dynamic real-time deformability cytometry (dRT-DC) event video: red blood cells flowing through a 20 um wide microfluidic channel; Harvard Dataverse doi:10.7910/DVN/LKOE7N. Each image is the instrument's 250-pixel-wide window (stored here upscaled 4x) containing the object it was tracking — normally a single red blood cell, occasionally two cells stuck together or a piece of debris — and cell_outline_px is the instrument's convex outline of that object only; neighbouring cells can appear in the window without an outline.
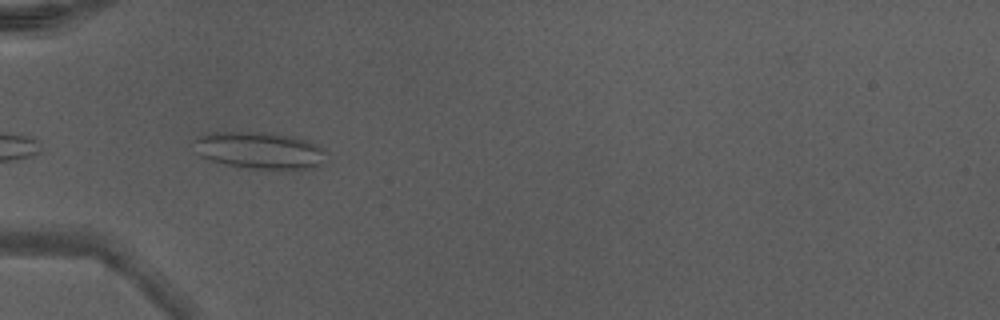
{"species": "Egyptian fruit bat (a non-hibernating species)", "species_latin": "Rousettus aegyptiacus", "temperature_condition": "warm", "stored_images_in_passage": 6, "camera_frame_rate_fps": 3000, "um_per_image_px": 0.085, "animal": {"sex": "male"}, "frame": {"image": 1, "passage_image": 2, "time_ms": 0.333, "image_size_px": [1000, 320], "cell_outline_px": [[324, 164], [320, 168], [236, 168], [200, 156], [188, 144], [200, 136], [208, 132], [268, 132], [292, 136], [304, 140], [324, 148]], "centroid_in_image_um": [21.99, 12.78], "position_along_channel_um": 63.0, "area_um2": 28.78}}